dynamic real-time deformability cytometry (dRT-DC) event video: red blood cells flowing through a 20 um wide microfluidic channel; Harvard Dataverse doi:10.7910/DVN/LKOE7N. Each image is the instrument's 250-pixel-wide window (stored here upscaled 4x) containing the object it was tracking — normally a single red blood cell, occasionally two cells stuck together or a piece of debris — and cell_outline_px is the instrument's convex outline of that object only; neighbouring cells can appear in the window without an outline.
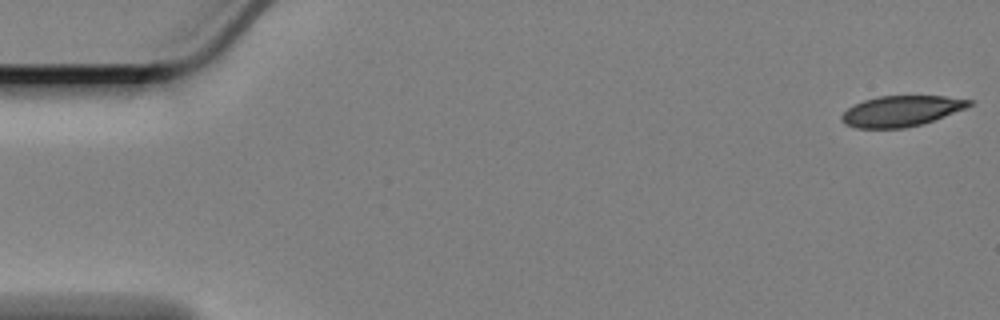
{"species": "Egyptian fruit bat (a non-hibernating species)", "species_latin": "Rousettus aegyptiacus", "temperature_condition": "cold", "stored_images_in_passage": 60, "camera_frame_rate_fps": 3000, "um_per_image_px": 0.085, "animal": {"sex": "female"}, "frame": {"image": 1, "passage_image": 1, "time_ms": 0.0, "image_size_px": [1000, 320], "cell_outline_px": [[976, 104], [944, 116], [920, 124], [904, 128], [856, 128], [844, 124], [840, 120], [840, 116], [852, 104], [864, 100], [880, 96], [944, 96], [976, 100]], "centroid_in_image_um": [76.61, 9.43], "position_along_channel_um": 8.4, "area_um2": 22.89}}
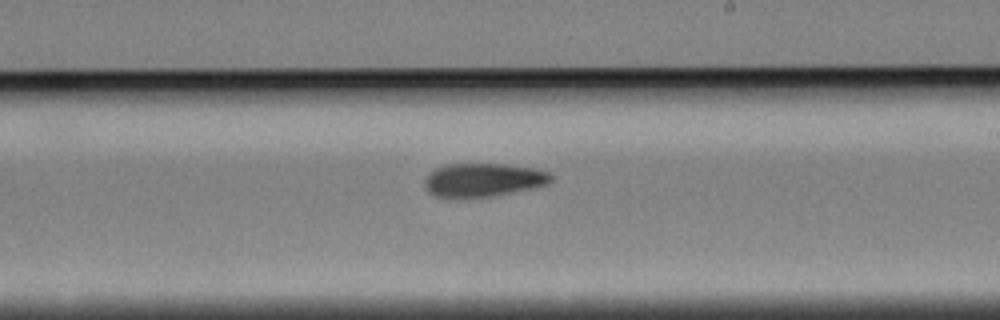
{"frame": {"image": 2, "passage_image": 34, "time_ms": 11.0, "image_size_px": [1000, 320], "cell_outline_px": [[552, 180], [548, 184], [532, 188], [512, 192], [488, 196], [436, 196], [428, 192], [424, 184], [424, 180], [436, 168], [444, 164], [504, 164], [532, 168], [548, 172], [552, 176]], "centroid_in_image_um": [41.08, 15.27], "position_along_channel_um": 247.9, "area_um2": 24.1}}
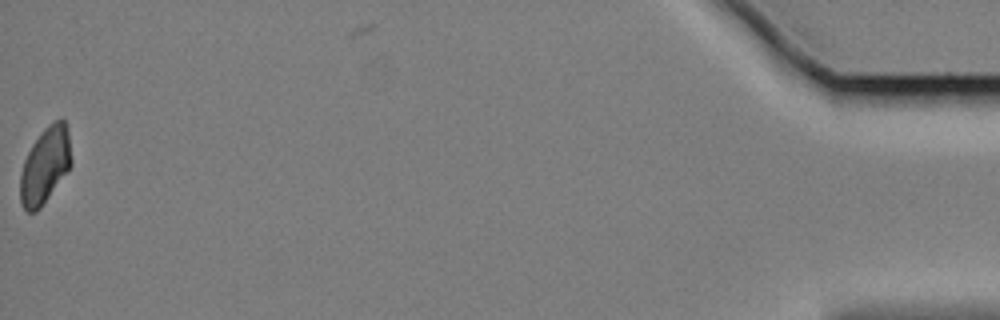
{"frame": {"image": 3, "passage_image": 59, "time_ms": 19.333, "image_size_px": [1000, 320], "cell_outline_px": [[72, 164], [40, 208], [36, 212], [28, 212], [20, 204], [20, 172], [24, 160], [32, 144], [44, 128], [52, 120], [60, 116], [64, 120], [68, 128], [72, 160]], "centroid_in_image_um": [3.83, 14.01], "position_along_channel_um": 431.4, "area_um2": 22.83}, "authors_computed_cell_mechanics": {"area_um2": 24.4783, "velocity_mm_per_s": 3.3619, "shape_relaxation_time_tau1_ms": 5.4734, "shape_relaxation_time_tau2_ms": 9.2834, "deformation_change_tau1": 0.0987, "deformation_change_tau2": 0.1274}}